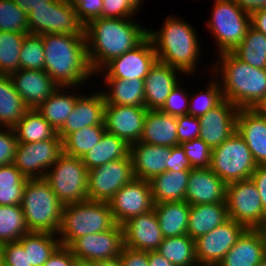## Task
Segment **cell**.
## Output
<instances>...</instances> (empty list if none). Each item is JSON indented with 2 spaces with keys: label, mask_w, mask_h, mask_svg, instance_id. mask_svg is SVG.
<instances>
[{
  "label": "cell",
  "mask_w": 266,
  "mask_h": 266,
  "mask_svg": "<svg viewBox=\"0 0 266 266\" xmlns=\"http://www.w3.org/2000/svg\"><path fill=\"white\" fill-rule=\"evenodd\" d=\"M130 18L100 17L85 26L87 56L95 76L113 58L134 49L148 37L149 30Z\"/></svg>",
  "instance_id": "6da1fadb"
},
{
  "label": "cell",
  "mask_w": 266,
  "mask_h": 266,
  "mask_svg": "<svg viewBox=\"0 0 266 266\" xmlns=\"http://www.w3.org/2000/svg\"><path fill=\"white\" fill-rule=\"evenodd\" d=\"M41 36L45 53L44 71L59 87L79 86L95 75L87 56L86 35Z\"/></svg>",
  "instance_id": "7a4b0ae2"
},
{
  "label": "cell",
  "mask_w": 266,
  "mask_h": 266,
  "mask_svg": "<svg viewBox=\"0 0 266 266\" xmlns=\"http://www.w3.org/2000/svg\"><path fill=\"white\" fill-rule=\"evenodd\" d=\"M221 69L213 67L219 81L223 98L238 109H255L266 94V69H258L239 59L233 52L219 54ZM217 66V67H216Z\"/></svg>",
  "instance_id": "3957f363"
},
{
  "label": "cell",
  "mask_w": 266,
  "mask_h": 266,
  "mask_svg": "<svg viewBox=\"0 0 266 266\" xmlns=\"http://www.w3.org/2000/svg\"><path fill=\"white\" fill-rule=\"evenodd\" d=\"M167 17L160 31H148L157 61L183 74L194 73L201 53L194 27L176 17Z\"/></svg>",
  "instance_id": "277c9868"
},
{
  "label": "cell",
  "mask_w": 266,
  "mask_h": 266,
  "mask_svg": "<svg viewBox=\"0 0 266 266\" xmlns=\"http://www.w3.org/2000/svg\"><path fill=\"white\" fill-rule=\"evenodd\" d=\"M21 207L30 232L58 234L61 227L63 204L45 178L27 180Z\"/></svg>",
  "instance_id": "5b68a950"
},
{
  "label": "cell",
  "mask_w": 266,
  "mask_h": 266,
  "mask_svg": "<svg viewBox=\"0 0 266 266\" xmlns=\"http://www.w3.org/2000/svg\"><path fill=\"white\" fill-rule=\"evenodd\" d=\"M117 225L108 202L85 200L63 205L61 245L69 246L75 239L113 229Z\"/></svg>",
  "instance_id": "8992f818"
},
{
  "label": "cell",
  "mask_w": 266,
  "mask_h": 266,
  "mask_svg": "<svg viewBox=\"0 0 266 266\" xmlns=\"http://www.w3.org/2000/svg\"><path fill=\"white\" fill-rule=\"evenodd\" d=\"M213 7L207 27L216 38L219 54L232 52L251 26V14L234 0H215Z\"/></svg>",
  "instance_id": "52a82bcc"
},
{
  "label": "cell",
  "mask_w": 266,
  "mask_h": 266,
  "mask_svg": "<svg viewBox=\"0 0 266 266\" xmlns=\"http://www.w3.org/2000/svg\"><path fill=\"white\" fill-rule=\"evenodd\" d=\"M257 166L249 147L237 132L212 149L209 168L226 184L250 179Z\"/></svg>",
  "instance_id": "ba28073f"
},
{
  "label": "cell",
  "mask_w": 266,
  "mask_h": 266,
  "mask_svg": "<svg viewBox=\"0 0 266 266\" xmlns=\"http://www.w3.org/2000/svg\"><path fill=\"white\" fill-rule=\"evenodd\" d=\"M51 167L44 178L63 205L88 199V169L81 158L62 153Z\"/></svg>",
  "instance_id": "9c48e42d"
},
{
  "label": "cell",
  "mask_w": 266,
  "mask_h": 266,
  "mask_svg": "<svg viewBox=\"0 0 266 266\" xmlns=\"http://www.w3.org/2000/svg\"><path fill=\"white\" fill-rule=\"evenodd\" d=\"M30 34L85 35V26L79 20L75 8L66 0H52L39 5L28 14Z\"/></svg>",
  "instance_id": "30bf717a"
},
{
  "label": "cell",
  "mask_w": 266,
  "mask_h": 266,
  "mask_svg": "<svg viewBox=\"0 0 266 266\" xmlns=\"http://www.w3.org/2000/svg\"><path fill=\"white\" fill-rule=\"evenodd\" d=\"M225 202L228 217L246 228L258 229L266 222L260 194L251 178L228 183Z\"/></svg>",
  "instance_id": "8fae6325"
},
{
  "label": "cell",
  "mask_w": 266,
  "mask_h": 266,
  "mask_svg": "<svg viewBox=\"0 0 266 266\" xmlns=\"http://www.w3.org/2000/svg\"><path fill=\"white\" fill-rule=\"evenodd\" d=\"M134 178L130 154L90 169L87 184L88 200L108 202L122 186Z\"/></svg>",
  "instance_id": "7c38bea8"
},
{
  "label": "cell",
  "mask_w": 266,
  "mask_h": 266,
  "mask_svg": "<svg viewBox=\"0 0 266 266\" xmlns=\"http://www.w3.org/2000/svg\"><path fill=\"white\" fill-rule=\"evenodd\" d=\"M62 153V139L58 134L45 141L17 142L14 165L27 179L44 178Z\"/></svg>",
  "instance_id": "4fadbf2b"
},
{
  "label": "cell",
  "mask_w": 266,
  "mask_h": 266,
  "mask_svg": "<svg viewBox=\"0 0 266 266\" xmlns=\"http://www.w3.org/2000/svg\"><path fill=\"white\" fill-rule=\"evenodd\" d=\"M247 228L232 219L195 240L199 266H217Z\"/></svg>",
  "instance_id": "5bb4252c"
},
{
  "label": "cell",
  "mask_w": 266,
  "mask_h": 266,
  "mask_svg": "<svg viewBox=\"0 0 266 266\" xmlns=\"http://www.w3.org/2000/svg\"><path fill=\"white\" fill-rule=\"evenodd\" d=\"M110 210L118 225H123L129 219L153 210L149 181L134 178L122 186L108 201Z\"/></svg>",
  "instance_id": "9a60e30c"
},
{
  "label": "cell",
  "mask_w": 266,
  "mask_h": 266,
  "mask_svg": "<svg viewBox=\"0 0 266 266\" xmlns=\"http://www.w3.org/2000/svg\"><path fill=\"white\" fill-rule=\"evenodd\" d=\"M157 61L153 43L147 37L140 45L113 58L100 71L104 79H145ZM104 71V72H103ZM106 71V72H105Z\"/></svg>",
  "instance_id": "2e32d148"
},
{
  "label": "cell",
  "mask_w": 266,
  "mask_h": 266,
  "mask_svg": "<svg viewBox=\"0 0 266 266\" xmlns=\"http://www.w3.org/2000/svg\"><path fill=\"white\" fill-rule=\"evenodd\" d=\"M123 246V228L117 224L113 229L77 238L68 247L76 259L95 262L119 257Z\"/></svg>",
  "instance_id": "e0dca14e"
},
{
  "label": "cell",
  "mask_w": 266,
  "mask_h": 266,
  "mask_svg": "<svg viewBox=\"0 0 266 266\" xmlns=\"http://www.w3.org/2000/svg\"><path fill=\"white\" fill-rule=\"evenodd\" d=\"M239 109L227 99L205 115L198 117L201 138L211 149L221 145L237 132V114Z\"/></svg>",
  "instance_id": "ac0fdd59"
},
{
  "label": "cell",
  "mask_w": 266,
  "mask_h": 266,
  "mask_svg": "<svg viewBox=\"0 0 266 266\" xmlns=\"http://www.w3.org/2000/svg\"><path fill=\"white\" fill-rule=\"evenodd\" d=\"M147 111L145 106L106 104L105 130L132 145L141 138Z\"/></svg>",
  "instance_id": "d6986e66"
},
{
  "label": "cell",
  "mask_w": 266,
  "mask_h": 266,
  "mask_svg": "<svg viewBox=\"0 0 266 266\" xmlns=\"http://www.w3.org/2000/svg\"><path fill=\"white\" fill-rule=\"evenodd\" d=\"M124 246L141 251H157L164 236L154 209L135 216L123 225Z\"/></svg>",
  "instance_id": "ffe728a7"
},
{
  "label": "cell",
  "mask_w": 266,
  "mask_h": 266,
  "mask_svg": "<svg viewBox=\"0 0 266 266\" xmlns=\"http://www.w3.org/2000/svg\"><path fill=\"white\" fill-rule=\"evenodd\" d=\"M9 77L30 109H36L59 87L44 70L19 69Z\"/></svg>",
  "instance_id": "44dd1931"
},
{
  "label": "cell",
  "mask_w": 266,
  "mask_h": 266,
  "mask_svg": "<svg viewBox=\"0 0 266 266\" xmlns=\"http://www.w3.org/2000/svg\"><path fill=\"white\" fill-rule=\"evenodd\" d=\"M227 184L210 168L190 170L185 201L191 205L226 203Z\"/></svg>",
  "instance_id": "7402d4cb"
},
{
  "label": "cell",
  "mask_w": 266,
  "mask_h": 266,
  "mask_svg": "<svg viewBox=\"0 0 266 266\" xmlns=\"http://www.w3.org/2000/svg\"><path fill=\"white\" fill-rule=\"evenodd\" d=\"M87 96V97H86ZM79 95L72 112L58 131L62 141L70 134L87 126L105 125V98L102 92L92 95Z\"/></svg>",
  "instance_id": "603a6c76"
},
{
  "label": "cell",
  "mask_w": 266,
  "mask_h": 266,
  "mask_svg": "<svg viewBox=\"0 0 266 266\" xmlns=\"http://www.w3.org/2000/svg\"><path fill=\"white\" fill-rule=\"evenodd\" d=\"M237 133L246 142L257 165H266V115L256 109H239Z\"/></svg>",
  "instance_id": "cb8c5ba5"
},
{
  "label": "cell",
  "mask_w": 266,
  "mask_h": 266,
  "mask_svg": "<svg viewBox=\"0 0 266 266\" xmlns=\"http://www.w3.org/2000/svg\"><path fill=\"white\" fill-rule=\"evenodd\" d=\"M156 61L144 79L145 108L160 110L172 89L178 84L180 70Z\"/></svg>",
  "instance_id": "d4e9b609"
},
{
  "label": "cell",
  "mask_w": 266,
  "mask_h": 266,
  "mask_svg": "<svg viewBox=\"0 0 266 266\" xmlns=\"http://www.w3.org/2000/svg\"><path fill=\"white\" fill-rule=\"evenodd\" d=\"M129 154L134 177L150 181L156 175L166 171V159L170 157V147L137 141L130 145Z\"/></svg>",
  "instance_id": "484cf974"
},
{
  "label": "cell",
  "mask_w": 266,
  "mask_h": 266,
  "mask_svg": "<svg viewBox=\"0 0 266 266\" xmlns=\"http://www.w3.org/2000/svg\"><path fill=\"white\" fill-rule=\"evenodd\" d=\"M264 257L261 232L247 228L217 266H257Z\"/></svg>",
  "instance_id": "4316f807"
},
{
  "label": "cell",
  "mask_w": 266,
  "mask_h": 266,
  "mask_svg": "<svg viewBox=\"0 0 266 266\" xmlns=\"http://www.w3.org/2000/svg\"><path fill=\"white\" fill-rule=\"evenodd\" d=\"M176 118L160 110H148L139 141L170 148L180 145L177 137Z\"/></svg>",
  "instance_id": "83f0119b"
},
{
  "label": "cell",
  "mask_w": 266,
  "mask_h": 266,
  "mask_svg": "<svg viewBox=\"0 0 266 266\" xmlns=\"http://www.w3.org/2000/svg\"><path fill=\"white\" fill-rule=\"evenodd\" d=\"M229 219L226 203L191 205L187 234L196 240Z\"/></svg>",
  "instance_id": "f1b7e54d"
},
{
  "label": "cell",
  "mask_w": 266,
  "mask_h": 266,
  "mask_svg": "<svg viewBox=\"0 0 266 266\" xmlns=\"http://www.w3.org/2000/svg\"><path fill=\"white\" fill-rule=\"evenodd\" d=\"M153 209L164 238L187 234L190 205L185 200L155 203Z\"/></svg>",
  "instance_id": "f546056e"
},
{
  "label": "cell",
  "mask_w": 266,
  "mask_h": 266,
  "mask_svg": "<svg viewBox=\"0 0 266 266\" xmlns=\"http://www.w3.org/2000/svg\"><path fill=\"white\" fill-rule=\"evenodd\" d=\"M190 171H165L153 177L149 183L155 203L185 200Z\"/></svg>",
  "instance_id": "4dcf8cb0"
},
{
  "label": "cell",
  "mask_w": 266,
  "mask_h": 266,
  "mask_svg": "<svg viewBox=\"0 0 266 266\" xmlns=\"http://www.w3.org/2000/svg\"><path fill=\"white\" fill-rule=\"evenodd\" d=\"M29 110L9 75H0V128H14Z\"/></svg>",
  "instance_id": "1f68e13d"
},
{
  "label": "cell",
  "mask_w": 266,
  "mask_h": 266,
  "mask_svg": "<svg viewBox=\"0 0 266 266\" xmlns=\"http://www.w3.org/2000/svg\"><path fill=\"white\" fill-rule=\"evenodd\" d=\"M130 153V145L123 139L105 132L101 140L90 149L81 159L88 170L104 165L121 158Z\"/></svg>",
  "instance_id": "d6a6232c"
},
{
  "label": "cell",
  "mask_w": 266,
  "mask_h": 266,
  "mask_svg": "<svg viewBox=\"0 0 266 266\" xmlns=\"http://www.w3.org/2000/svg\"><path fill=\"white\" fill-rule=\"evenodd\" d=\"M110 91L102 92L106 104L145 106L143 79H105ZM108 91V92H107Z\"/></svg>",
  "instance_id": "836d02e7"
},
{
  "label": "cell",
  "mask_w": 266,
  "mask_h": 266,
  "mask_svg": "<svg viewBox=\"0 0 266 266\" xmlns=\"http://www.w3.org/2000/svg\"><path fill=\"white\" fill-rule=\"evenodd\" d=\"M69 89L70 87H58V89L47 98L42 104H40L36 110L48 121L58 132L66 122V118L72 112V109L79 97L76 94H66L68 91L63 89Z\"/></svg>",
  "instance_id": "e575fe53"
},
{
  "label": "cell",
  "mask_w": 266,
  "mask_h": 266,
  "mask_svg": "<svg viewBox=\"0 0 266 266\" xmlns=\"http://www.w3.org/2000/svg\"><path fill=\"white\" fill-rule=\"evenodd\" d=\"M13 129L19 143L45 141L58 134L36 109H30Z\"/></svg>",
  "instance_id": "d590c367"
},
{
  "label": "cell",
  "mask_w": 266,
  "mask_h": 266,
  "mask_svg": "<svg viewBox=\"0 0 266 266\" xmlns=\"http://www.w3.org/2000/svg\"><path fill=\"white\" fill-rule=\"evenodd\" d=\"M157 251L176 266H199L195 240L188 234L164 238Z\"/></svg>",
  "instance_id": "8d00e7d4"
},
{
  "label": "cell",
  "mask_w": 266,
  "mask_h": 266,
  "mask_svg": "<svg viewBox=\"0 0 266 266\" xmlns=\"http://www.w3.org/2000/svg\"><path fill=\"white\" fill-rule=\"evenodd\" d=\"M57 234L29 232L18 241L28 249L29 266H43L54 251L61 245Z\"/></svg>",
  "instance_id": "74e56055"
},
{
  "label": "cell",
  "mask_w": 266,
  "mask_h": 266,
  "mask_svg": "<svg viewBox=\"0 0 266 266\" xmlns=\"http://www.w3.org/2000/svg\"><path fill=\"white\" fill-rule=\"evenodd\" d=\"M252 67L266 69V36L250 26L242 42L232 51Z\"/></svg>",
  "instance_id": "f35d334b"
},
{
  "label": "cell",
  "mask_w": 266,
  "mask_h": 266,
  "mask_svg": "<svg viewBox=\"0 0 266 266\" xmlns=\"http://www.w3.org/2000/svg\"><path fill=\"white\" fill-rule=\"evenodd\" d=\"M105 132V125H95L70 133L62 141L63 153L68 156L82 158L101 140Z\"/></svg>",
  "instance_id": "ab89813d"
},
{
  "label": "cell",
  "mask_w": 266,
  "mask_h": 266,
  "mask_svg": "<svg viewBox=\"0 0 266 266\" xmlns=\"http://www.w3.org/2000/svg\"><path fill=\"white\" fill-rule=\"evenodd\" d=\"M27 180L14 164L0 166V205H21Z\"/></svg>",
  "instance_id": "60d3db41"
},
{
  "label": "cell",
  "mask_w": 266,
  "mask_h": 266,
  "mask_svg": "<svg viewBox=\"0 0 266 266\" xmlns=\"http://www.w3.org/2000/svg\"><path fill=\"white\" fill-rule=\"evenodd\" d=\"M21 205H0V244L18 241L29 233Z\"/></svg>",
  "instance_id": "b9f144b4"
},
{
  "label": "cell",
  "mask_w": 266,
  "mask_h": 266,
  "mask_svg": "<svg viewBox=\"0 0 266 266\" xmlns=\"http://www.w3.org/2000/svg\"><path fill=\"white\" fill-rule=\"evenodd\" d=\"M25 35L0 31V75H10L20 69L19 54Z\"/></svg>",
  "instance_id": "7bdbcfd3"
},
{
  "label": "cell",
  "mask_w": 266,
  "mask_h": 266,
  "mask_svg": "<svg viewBox=\"0 0 266 266\" xmlns=\"http://www.w3.org/2000/svg\"><path fill=\"white\" fill-rule=\"evenodd\" d=\"M45 53L42 36L26 34L19 54L20 69L44 70Z\"/></svg>",
  "instance_id": "ee69618b"
},
{
  "label": "cell",
  "mask_w": 266,
  "mask_h": 266,
  "mask_svg": "<svg viewBox=\"0 0 266 266\" xmlns=\"http://www.w3.org/2000/svg\"><path fill=\"white\" fill-rule=\"evenodd\" d=\"M0 31L29 34L28 15L14 0H0Z\"/></svg>",
  "instance_id": "f6af8a7d"
},
{
  "label": "cell",
  "mask_w": 266,
  "mask_h": 266,
  "mask_svg": "<svg viewBox=\"0 0 266 266\" xmlns=\"http://www.w3.org/2000/svg\"><path fill=\"white\" fill-rule=\"evenodd\" d=\"M201 93H196L193 97L189 96L188 114L194 117L205 115L211 109L216 107L224 98L219 81L213 80Z\"/></svg>",
  "instance_id": "bcb514c9"
},
{
  "label": "cell",
  "mask_w": 266,
  "mask_h": 266,
  "mask_svg": "<svg viewBox=\"0 0 266 266\" xmlns=\"http://www.w3.org/2000/svg\"><path fill=\"white\" fill-rule=\"evenodd\" d=\"M180 145L184 149L192 168L210 167L212 149L201 138H194L191 141L182 142Z\"/></svg>",
  "instance_id": "7dc6e473"
},
{
  "label": "cell",
  "mask_w": 266,
  "mask_h": 266,
  "mask_svg": "<svg viewBox=\"0 0 266 266\" xmlns=\"http://www.w3.org/2000/svg\"><path fill=\"white\" fill-rule=\"evenodd\" d=\"M142 0H103L102 18H128L135 16Z\"/></svg>",
  "instance_id": "c3c4849f"
},
{
  "label": "cell",
  "mask_w": 266,
  "mask_h": 266,
  "mask_svg": "<svg viewBox=\"0 0 266 266\" xmlns=\"http://www.w3.org/2000/svg\"><path fill=\"white\" fill-rule=\"evenodd\" d=\"M179 86L180 85L178 83L172 89L165 104L160 109L161 112L175 117L188 114L189 95H186V93L183 92V88H179Z\"/></svg>",
  "instance_id": "681fc988"
},
{
  "label": "cell",
  "mask_w": 266,
  "mask_h": 266,
  "mask_svg": "<svg viewBox=\"0 0 266 266\" xmlns=\"http://www.w3.org/2000/svg\"><path fill=\"white\" fill-rule=\"evenodd\" d=\"M75 8L79 20L86 26L91 20L101 17L103 0H66Z\"/></svg>",
  "instance_id": "f907efd6"
},
{
  "label": "cell",
  "mask_w": 266,
  "mask_h": 266,
  "mask_svg": "<svg viewBox=\"0 0 266 266\" xmlns=\"http://www.w3.org/2000/svg\"><path fill=\"white\" fill-rule=\"evenodd\" d=\"M4 266H29L28 249L19 241L2 245Z\"/></svg>",
  "instance_id": "816d5d0a"
},
{
  "label": "cell",
  "mask_w": 266,
  "mask_h": 266,
  "mask_svg": "<svg viewBox=\"0 0 266 266\" xmlns=\"http://www.w3.org/2000/svg\"><path fill=\"white\" fill-rule=\"evenodd\" d=\"M17 137L13 128L0 129V166L14 164Z\"/></svg>",
  "instance_id": "f5cc1de1"
},
{
  "label": "cell",
  "mask_w": 266,
  "mask_h": 266,
  "mask_svg": "<svg viewBox=\"0 0 266 266\" xmlns=\"http://www.w3.org/2000/svg\"><path fill=\"white\" fill-rule=\"evenodd\" d=\"M176 121H177V137L179 144L185 141H191L194 138L199 137L200 122L198 117H194L187 114L177 117Z\"/></svg>",
  "instance_id": "db71d44e"
},
{
  "label": "cell",
  "mask_w": 266,
  "mask_h": 266,
  "mask_svg": "<svg viewBox=\"0 0 266 266\" xmlns=\"http://www.w3.org/2000/svg\"><path fill=\"white\" fill-rule=\"evenodd\" d=\"M192 168L181 145L170 148V157L166 159V171H190Z\"/></svg>",
  "instance_id": "11a10c76"
},
{
  "label": "cell",
  "mask_w": 266,
  "mask_h": 266,
  "mask_svg": "<svg viewBox=\"0 0 266 266\" xmlns=\"http://www.w3.org/2000/svg\"><path fill=\"white\" fill-rule=\"evenodd\" d=\"M123 266H149L148 252L123 246L119 256Z\"/></svg>",
  "instance_id": "9f6ffc18"
},
{
  "label": "cell",
  "mask_w": 266,
  "mask_h": 266,
  "mask_svg": "<svg viewBox=\"0 0 266 266\" xmlns=\"http://www.w3.org/2000/svg\"><path fill=\"white\" fill-rule=\"evenodd\" d=\"M74 259L69 247L60 245L43 266H72Z\"/></svg>",
  "instance_id": "6f0895ef"
},
{
  "label": "cell",
  "mask_w": 266,
  "mask_h": 266,
  "mask_svg": "<svg viewBox=\"0 0 266 266\" xmlns=\"http://www.w3.org/2000/svg\"><path fill=\"white\" fill-rule=\"evenodd\" d=\"M261 197L264 214L266 215V165H258L251 175Z\"/></svg>",
  "instance_id": "680465c9"
},
{
  "label": "cell",
  "mask_w": 266,
  "mask_h": 266,
  "mask_svg": "<svg viewBox=\"0 0 266 266\" xmlns=\"http://www.w3.org/2000/svg\"><path fill=\"white\" fill-rule=\"evenodd\" d=\"M251 14V26L266 36V8L257 9Z\"/></svg>",
  "instance_id": "91938a15"
},
{
  "label": "cell",
  "mask_w": 266,
  "mask_h": 266,
  "mask_svg": "<svg viewBox=\"0 0 266 266\" xmlns=\"http://www.w3.org/2000/svg\"><path fill=\"white\" fill-rule=\"evenodd\" d=\"M52 0H14L27 15L39 5H48Z\"/></svg>",
  "instance_id": "94428289"
},
{
  "label": "cell",
  "mask_w": 266,
  "mask_h": 266,
  "mask_svg": "<svg viewBox=\"0 0 266 266\" xmlns=\"http://www.w3.org/2000/svg\"><path fill=\"white\" fill-rule=\"evenodd\" d=\"M239 7L248 11L249 13L266 8V0H234Z\"/></svg>",
  "instance_id": "6125c7cd"
},
{
  "label": "cell",
  "mask_w": 266,
  "mask_h": 266,
  "mask_svg": "<svg viewBox=\"0 0 266 266\" xmlns=\"http://www.w3.org/2000/svg\"><path fill=\"white\" fill-rule=\"evenodd\" d=\"M148 263L149 266H176L158 251H148Z\"/></svg>",
  "instance_id": "be15d7a7"
},
{
  "label": "cell",
  "mask_w": 266,
  "mask_h": 266,
  "mask_svg": "<svg viewBox=\"0 0 266 266\" xmlns=\"http://www.w3.org/2000/svg\"><path fill=\"white\" fill-rule=\"evenodd\" d=\"M93 266H123L119 257L109 260L92 262Z\"/></svg>",
  "instance_id": "e7e4bbea"
},
{
  "label": "cell",
  "mask_w": 266,
  "mask_h": 266,
  "mask_svg": "<svg viewBox=\"0 0 266 266\" xmlns=\"http://www.w3.org/2000/svg\"><path fill=\"white\" fill-rule=\"evenodd\" d=\"M258 112L266 115V94L264 99L260 102V104L255 108Z\"/></svg>",
  "instance_id": "03108f58"
},
{
  "label": "cell",
  "mask_w": 266,
  "mask_h": 266,
  "mask_svg": "<svg viewBox=\"0 0 266 266\" xmlns=\"http://www.w3.org/2000/svg\"><path fill=\"white\" fill-rule=\"evenodd\" d=\"M72 266H93L92 262H88L86 260L74 259Z\"/></svg>",
  "instance_id": "003e7915"
},
{
  "label": "cell",
  "mask_w": 266,
  "mask_h": 266,
  "mask_svg": "<svg viewBox=\"0 0 266 266\" xmlns=\"http://www.w3.org/2000/svg\"><path fill=\"white\" fill-rule=\"evenodd\" d=\"M261 232L263 240H264V249H265V256H266V222L258 228Z\"/></svg>",
  "instance_id": "a7ac6f4b"
},
{
  "label": "cell",
  "mask_w": 266,
  "mask_h": 266,
  "mask_svg": "<svg viewBox=\"0 0 266 266\" xmlns=\"http://www.w3.org/2000/svg\"><path fill=\"white\" fill-rule=\"evenodd\" d=\"M0 266H4L3 253H2V245L0 244Z\"/></svg>",
  "instance_id": "89a4df30"
},
{
  "label": "cell",
  "mask_w": 266,
  "mask_h": 266,
  "mask_svg": "<svg viewBox=\"0 0 266 266\" xmlns=\"http://www.w3.org/2000/svg\"><path fill=\"white\" fill-rule=\"evenodd\" d=\"M257 266H266V256L262 259V261Z\"/></svg>",
  "instance_id": "2644e50d"
}]
</instances>
